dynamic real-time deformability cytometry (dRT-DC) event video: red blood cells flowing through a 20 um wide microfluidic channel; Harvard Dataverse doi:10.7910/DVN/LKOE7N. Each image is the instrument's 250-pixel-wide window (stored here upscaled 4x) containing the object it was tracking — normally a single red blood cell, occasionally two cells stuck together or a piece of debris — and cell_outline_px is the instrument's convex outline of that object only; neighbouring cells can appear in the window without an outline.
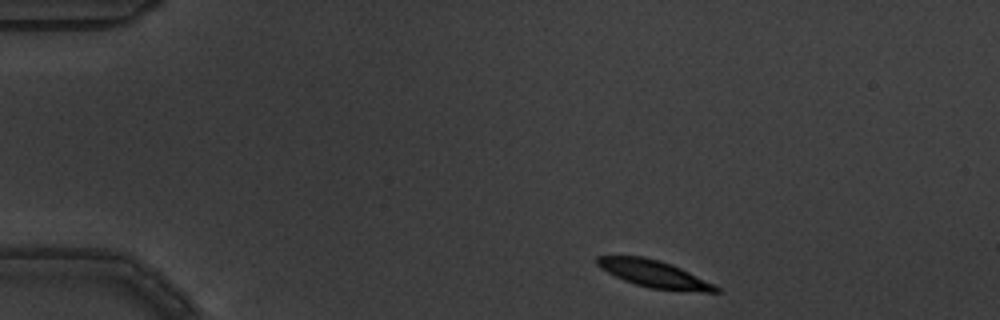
{"species": "common noctule bat (a hibernating species)", "species_latin": "Nyctalus noctula", "temperature_condition": "warm", "stored_images_in_passage": 3, "camera_frame_rate_fps": 3000, "um_per_image_px": 0.085, "animal": {"sex": "male", "body_mass_g": 19.5, "forearm_length_mm": 54.6}, "frame": {"image": 1, "passage_image": 1, "time_ms": 0.0, "image_size_px": [1000, 320], "cell_outline_px": [[720, 292], [704, 292], [652, 288], [636, 284], [624, 280], [600, 268], [596, 264], [596, 256], [644, 256], [660, 260], [672, 264], [720, 288]], "centroid_in_image_um": [55.55, 23.26], "position_along_channel_um": 29.4, "area_um2": 18.38}}